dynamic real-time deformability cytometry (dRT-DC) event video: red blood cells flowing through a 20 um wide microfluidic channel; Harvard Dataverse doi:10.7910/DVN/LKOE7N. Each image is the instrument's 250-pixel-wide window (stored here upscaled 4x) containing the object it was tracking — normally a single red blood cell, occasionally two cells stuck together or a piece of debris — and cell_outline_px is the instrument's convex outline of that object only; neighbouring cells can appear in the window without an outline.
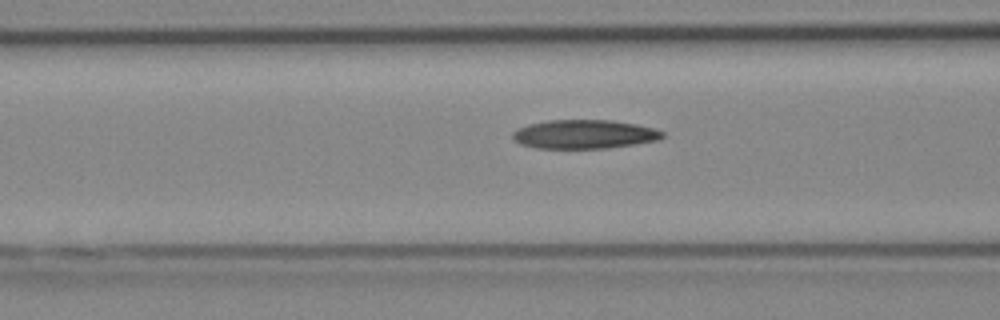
{"species": "Egyptian fruit bat (a non-hibernating species)", "species_latin": "Rousettus aegyptiacus", "temperature_condition": "cold", "stored_images_in_passage": 18, "camera_frame_rate_fps": 3000, "um_per_image_px": 0.085, "animal": {"sex": "female"}, "frame": {"image": 1, "passage_image": 16, "time_ms": 5.0, "image_size_px": [1000, 320], "cell_outline_px": [[664, 136], [660, 140], [604, 148], [536, 148], [520, 144], [512, 140], [512, 132], [516, 128], [528, 124], [548, 120], [612, 120], [636, 124], [656, 128], [664, 132]], "centroid_in_image_um": [49.63, 11.4], "position_along_channel_um": 117.0, "area_um2": 25.37}}